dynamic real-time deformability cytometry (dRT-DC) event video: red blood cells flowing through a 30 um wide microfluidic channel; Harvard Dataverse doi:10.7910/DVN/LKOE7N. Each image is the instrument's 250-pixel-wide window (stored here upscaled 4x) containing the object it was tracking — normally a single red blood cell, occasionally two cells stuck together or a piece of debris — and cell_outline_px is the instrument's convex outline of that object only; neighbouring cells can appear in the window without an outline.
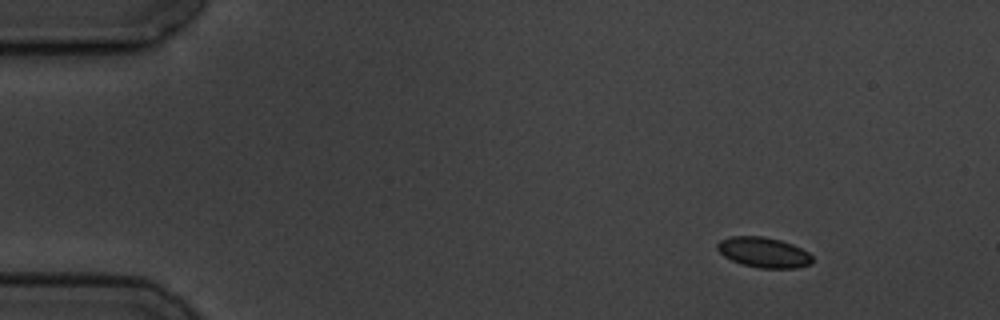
{"species": "common noctule bat (a hibernating species)", "species_latin": "Nyctalus noctula", "temperature_condition": "cold", "stored_images_in_passage": 7, "camera_frame_rate_fps": 3000, "um_per_image_px": 0.085, "animal": {"sex": "male", "body_mass_g": 19.5, "forearm_length_mm": 54.6}, "frame": {"image": 1, "passage_image": 2, "time_ms": 1.0, "image_size_px": [1000, 320], "cell_outline_px": [[812, 264], [796, 268], [760, 268], [740, 264], [724, 256], [716, 248], [716, 244], [720, 240], [732, 236], [764, 236], [780, 240], [792, 244], [808, 252], [812, 256]], "centroid_in_image_um": [64.9, 21.45], "position_along_channel_um": 20.1, "area_um2": 16.82}}
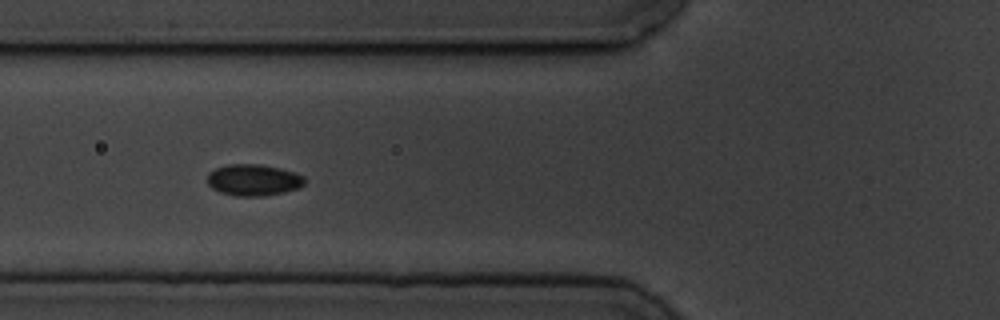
{"frame": {"image": 2, "passage_image": 6, "time_ms": 6.0, "image_size_px": [1000, 320], "cell_outline_px": [[304, 184], [300, 188], [284, 192], [264, 196], [236, 196], [220, 192], [212, 188], [208, 184], [208, 172], [216, 168], [228, 164], [260, 164], [280, 168], [304, 176]], "centroid_in_image_um": [21.54, 15.3], "position_along_channel_um": 104.3, "area_um2": 17.86}}
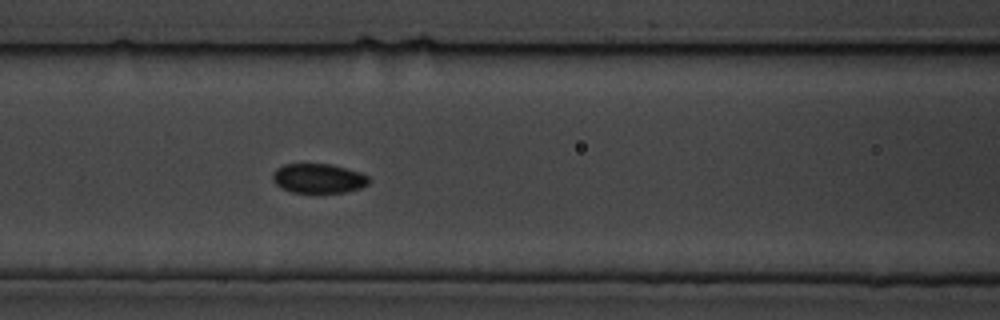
{"frame": {"image": 3, "passage_image": 7, "time_ms": 7.0, "image_size_px": [1000, 320], "cell_outline_px": [[368, 184], [360, 188], [348, 192], [292, 192], [280, 188], [272, 180], [272, 172], [276, 168], [284, 164], [332, 164], [360, 172], [368, 176]], "centroid_in_image_um": [27.03, 15.16], "position_along_channel_um": 139.6, "area_um2": 16.59}}